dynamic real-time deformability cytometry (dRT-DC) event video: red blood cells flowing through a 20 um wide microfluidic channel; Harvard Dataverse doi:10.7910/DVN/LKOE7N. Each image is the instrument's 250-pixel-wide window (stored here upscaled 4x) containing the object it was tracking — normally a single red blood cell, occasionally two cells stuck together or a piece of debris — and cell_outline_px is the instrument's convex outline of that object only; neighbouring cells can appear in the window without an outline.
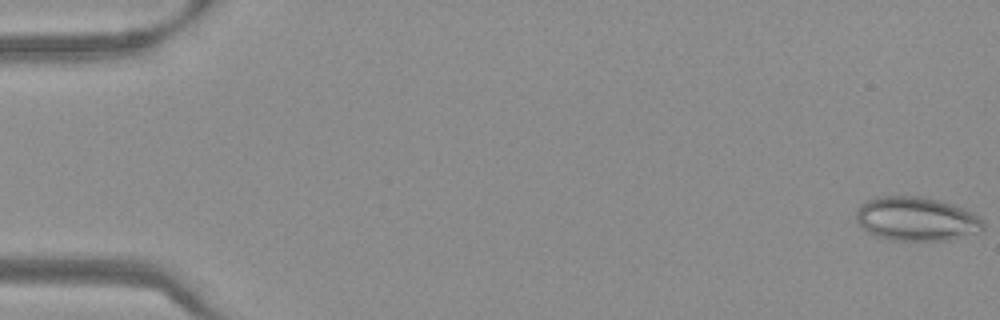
{"species": "Egyptian fruit bat (a non-hibernating species)", "species_latin": "Rousettus aegyptiacus", "temperature_condition": "warm", "stored_images_in_passage": 15, "camera_frame_rate_fps": 3000, "um_per_image_px": 0.085, "frame": {"image": 1, "passage_image": 1, "time_ms": 0.0, "image_size_px": [1000, 320], "cell_outline_px": [[984, 228], [980, 232], [952, 240], [888, 240], [876, 236], [868, 232], [856, 220], [856, 212], [860, 204], [876, 196], [920, 196], [940, 200], [964, 208], [980, 216], [984, 220]], "centroid_in_image_um": [77.93, 18.61], "position_along_channel_um": 7.1, "area_um2": 32.89}}